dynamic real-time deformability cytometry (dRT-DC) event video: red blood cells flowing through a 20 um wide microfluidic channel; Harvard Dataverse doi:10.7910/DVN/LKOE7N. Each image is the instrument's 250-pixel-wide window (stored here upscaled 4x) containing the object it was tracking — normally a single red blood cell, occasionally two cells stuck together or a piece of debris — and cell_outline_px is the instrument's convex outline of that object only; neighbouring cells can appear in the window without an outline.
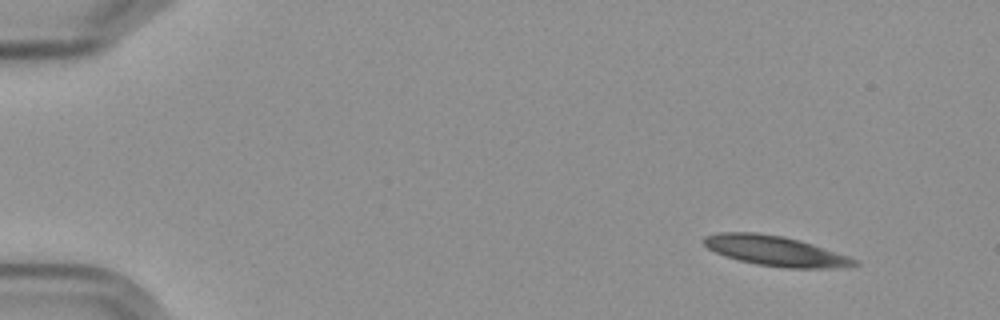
{"species": "Egyptian fruit bat (a non-hibernating species)", "species_latin": "Rousettus aegyptiacus", "temperature_condition": "cold", "stored_images_in_passage": 5, "camera_frame_rate_fps": 3000, "um_per_image_px": 0.085, "frame": {"image": 1, "passage_image": 1, "time_ms": 0.0, "image_size_px": [1000, 320], "cell_outline_px": [[860, 264], [832, 268], [784, 268], [756, 264], [724, 256], [708, 248], [704, 244], [704, 236], [716, 232], [756, 232], [784, 236], [800, 240], [860, 260]], "centroid_in_image_um": [65.9, 21.32], "position_along_channel_um": 19.1, "area_um2": 26.36}}